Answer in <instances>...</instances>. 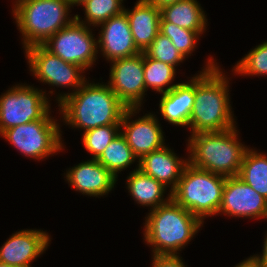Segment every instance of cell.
<instances>
[{"instance_id":"1","label":"cell","mask_w":267,"mask_h":267,"mask_svg":"<svg viewBox=\"0 0 267 267\" xmlns=\"http://www.w3.org/2000/svg\"><path fill=\"white\" fill-rule=\"evenodd\" d=\"M228 82L212 57L200 74L194 76L195 101L188 127L192 134L236 127Z\"/></svg>"},{"instance_id":"2","label":"cell","mask_w":267,"mask_h":267,"mask_svg":"<svg viewBox=\"0 0 267 267\" xmlns=\"http://www.w3.org/2000/svg\"><path fill=\"white\" fill-rule=\"evenodd\" d=\"M58 106L67 125L84 132L107 125H120L128 108L107 84L85 82L75 93L58 95Z\"/></svg>"},{"instance_id":"3","label":"cell","mask_w":267,"mask_h":267,"mask_svg":"<svg viewBox=\"0 0 267 267\" xmlns=\"http://www.w3.org/2000/svg\"><path fill=\"white\" fill-rule=\"evenodd\" d=\"M150 211L145 220L144 239L152 245L154 255H177L203 224L172 199Z\"/></svg>"},{"instance_id":"4","label":"cell","mask_w":267,"mask_h":267,"mask_svg":"<svg viewBox=\"0 0 267 267\" xmlns=\"http://www.w3.org/2000/svg\"><path fill=\"white\" fill-rule=\"evenodd\" d=\"M236 127L191 134L189 163L224 177L237 176L248 147L238 141Z\"/></svg>"},{"instance_id":"5","label":"cell","mask_w":267,"mask_h":267,"mask_svg":"<svg viewBox=\"0 0 267 267\" xmlns=\"http://www.w3.org/2000/svg\"><path fill=\"white\" fill-rule=\"evenodd\" d=\"M15 3L12 11L23 36L24 50L42 45L75 19L68 17L71 8L68 0H17Z\"/></svg>"},{"instance_id":"6","label":"cell","mask_w":267,"mask_h":267,"mask_svg":"<svg viewBox=\"0 0 267 267\" xmlns=\"http://www.w3.org/2000/svg\"><path fill=\"white\" fill-rule=\"evenodd\" d=\"M225 180L222 175L188 163L171 191V199L203 222L205 217L218 214Z\"/></svg>"},{"instance_id":"7","label":"cell","mask_w":267,"mask_h":267,"mask_svg":"<svg viewBox=\"0 0 267 267\" xmlns=\"http://www.w3.org/2000/svg\"><path fill=\"white\" fill-rule=\"evenodd\" d=\"M49 113L41 119L9 128L0 135L26 157L36 160L47 158L64 148L59 124Z\"/></svg>"},{"instance_id":"8","label":"cell","mask_w":267,"mask_h":267,"mask_svg":"<svg viewBox=\"0 0 267 267\" xmlns=\"http://www.w3.org/2000/svg\"><path fill=\"white\" fill-rule=\"evenodd\" d=\"M32 86L16 85L0 96V134L18 125L41 119L50 104L44 94Z\"/></svg>"},{"instance_id":"9","label":"cell","mask_w":267,"mask_h":267,"mask_svg":"<svg viewBox=\"0 0 267 267\" xmlns=\"http://www.w3.org/2000/svg\"><path fill=\"white\" fill-rule=\"evenodd\" d=\"M87 25L74 19L69 25L49 37L42 45L66 62L90 68L98 54L97 41Z\"/></svg>"},{"instance_id":"10","label":"cell","mask_w":267,"mask_h":267,"mask_svg":"<svg viewBox=\"0 0 267 267\" xmlns=\"http://www.w3.org/2000/svg\"><path fill=\"white\" fill-rule=\"evenodd\" d=\"M32 74L41 82L52 86L74 87L75 93L85 82L83 68L69 63L48 51L43 45H34L25 50Z\"/></svg>"},{"instance_id":"11","label":"cell","mask_w":267,"mask_h":267,"mask_svg":"<svg viewBox=\"0 0 267 267\" xmlns=\"http://www.w3.org/2000/svg\"><path fill=\"white\" fill-rule=\"evenodd\" d=\"M111 64L109 87L128 108H140L146 92L143 52Z\"/></svg>"},{"instance_id":"12","label":"cell","mask_w":267,"mask_h":267,"mask_svg":"<svg viewBox=\"0 0 267 267\" xmlns=\"http://www.w3.org/2000/svg\"><path fill=\"white\" fill-rule=\"evenodd\" d=\"M140 108H127L123 113L120 133L140 160L152 151L158 150L165 145L162 128L154 114H145L141 118L130 122L131 116L139 113Z\"/></svg>"},{"instance_id":"13","label":"cell","mask_w":267,"mask_h":267,"mask_svg":"<svg viewBox=\"0 0 267 267\" xmlns=\"http://www.w3.org/2000/svg\"><path fill=\"white\" fill-rule=\"evenodd\" d=\"M219 213L234 217L267 218V199L237 176L226 177Z\"/></svg>"},{"instance_id":"14","label":"cell","mask_w":267,"mask_h":267,"mask_svg":"<svg viewBox=\"0 0 267 267\" xmlns=\"http://www.w3.org/2000/svg\"><path fill=\"white\" fill-rule=\"evenodd\" d=\"M97 47L107 60L113 61L127 58L140 53L134 44L130 23L126 13L123 11L101 23Z\"/></svg>"},{"instance_id":"15","label":"cell","mask_w":267,"mask_h":267,"mask_svg":"<svg viewBox=\"0 0 267 267\" xmlns=\"http://www.w3.org/2000/svg\"><path fill=\"white\" fill-rule=\"evenodd\" d=\"M50 241V236L43 230L15 232L0 247V261L19 267H31V262L47 249Z\"/></svg>"},{"instance_id":"16","label":"cell","mask_w":267,"mask_h":267,"mask_svg":"<svg viewBox=\"0 0 267 267\" xmlns=\"http://www.w3.org/2000/svg\"><path fill=\"white\" fill-rule=\"evenodd\" d=\"M66 179L76 191L93 197L107 195L117 181L104 166L92 158L69 169Z\"/></svg>"},{"instance_id":"17","label":"cell","mask_w":267,"mask_h":267,"mask_svg":"<svg viewBox=\"0 0 267 267\" xmlns=\"http://www.w3.org/2000/svg\"><path fill=\"white\" fill-rule=\"evenodd\" d=\"M168 148L164 145L162 148L146 154L137 162L138 169L143 173L163 183L166 187L171 185L169 191L171 192L180 180L189 160L180 159Z\"/></svg>"},{"instance_id":"18","label":"cell","mask_w":267,"mask_h":267,"mask_svg":"<svg viewBox=\"0 0 267 267\" xmlns=\"http://www.w3.org/2000/svg\"><path fill=\"white\" fill-rule=\"evenodd\" d=\"M131 10L124 8L134 44L140 52H144L159 33L161 11L148 0H138Z\"/></svg>"},{"instance_id":"19","label":"cell","mask_w":267,"mask_h":267,"mask_svg":"<svg viewBox=\"0 0 267 267\" xmlns=\"http://www.w3.org/2000/svg\"><path fill=\"white\" fill-rule=\"evenodd\" d=\"M194 77L187 83H177L168 92L162 94L159 108L166 121L178 126H189L194 106Z\"/></svg>"},{"instance_id":"20","label":"cell","mask_w":267,"mask_h":267,"mask_svg":"<svg viewBox=\"0 0 267 267\" xmlns=\"http://www.w3.org/2000/svg\"><path fill=\"white\" fill-rule=\"evenodd\" d=\"M127 179V189L137 204L151 206L152 209H155L171 200V192L167 199L163 198L167 187L143 173L138 167L129 174Z\"/></svg>"},{"instance_id":"21","label":"cell","mask_w":267,"mask_h":267,"mask_svg":"<svg viewBox=\"0 0 267 267\" xmlns=\"http://www.w3.org/2000/svg\"><path fill=\"white\" fill-rule=\"evenodd\" d=\"M161 17L181 28L204 31L207 19L197 0H179L160 8Z\"/></svg>"},{"instance_id":"22","label":"cell","mask_w":267,"mask_h":267,"mask_svg":"<svg viewBox=\"0 0 267 267\" xmlns=\"http://www.w3.org/2000/svg\"><path fill=\"white\" fill-rule=\"evenodd\" d=\"M237 177L267 199L266 154L248 148Z\"/></svg>"},{"instance_id":"23","label":"cell","mask_w":267,"mask_h":267,"mask_svg":"<svg viewBox=\"0 0 267 267\" xmlns=\"http://www.w3.org/2000/svg\"><path fill=\"white\" fill-rule=\"evenodd\" d=\"M136 159L126 139L119 133L96 160L117 179L119 171L125 170Z\"/></svg>"},{"instance_id":"24","label":"cell","mask_w":267,"mask_h":267,"mask_svg":"<svg viewBox=\"0 0 267 267\" xmlns=\"http://www.w3.org/2000/svg\"><path fill=\"white\" fill-rule=\"evenodd\" d=\"M143 69L146 91L148 90L147 88H151L160 94H164L177 85L173 84L168 86L175 78V67L159 60L152 59L144 52ZM165 86H167V88L164 90Z\"/></svg>"},{"instance_id":"25","label":"cell","mask_w":267,"mask_h":267,"mask_svg":"<svg viewBox=\"0 0 267 267\" xmlns=\"http://www.w3.org/2000/svg\"><path fill=\"white\" fill-rule=\"evenodd\" d=\"M122 3L123 0H87L81 4L85 10L86 21H81L79 15L74 17L84 25L96 27L109 18L121 14L124 11Z\"/></svg>"},{"instance_id":"26","label":"cell","mask_w":267,"mask_h":267,"mask_svg":"<svg viewBox=\"0 0 267 267\" xmlns=\"http://www.w3.org/2000/svg\"><path fill=\"white\" fill-rule=\"evenodd\" d=\"M159 32L170 38L172 44L177 48L179 52L186 58L189 54L195 50L197 39L204 31H193L181 28L175 24L165 21L160 18Z\"/></svg>"},{"instance_id":"27","label":"cell","mask_w":267,"mask_h":267,"mask_svg":"<svg viewBox=\"0 0 267 267\" xmlns=\"http://www.w3.org/2000/svg\"><path fill=\"white\" fill-rule=\"evenodd\" d=\"M120 130V125H107L84 132L82 141L86 150L93 155L92 159H97L103 153Z\"/></svg>"},{"instance_id":"28","label":"cell","mask_w":267,"mask_h":267,"mask_svg":"<svg viewBox=\"0 0 267 267\" xmlns=\"http://www.w3.org/2000/svg\"><path fill=\"white\" fill-rule=\"evenodd\" d=\"M237 75H267V41L256 46L233 68Z\"/></svg>"},{"instance_id":"29","label":"cell","mask_w":267,"mask_h":267,"mask_svg":"<svg viewBox=\"0 0 267 267\" xmlns=\"http://www.w3.org/2000/svg\"><path fill=\"white\" fill-rule=\"evenodd\" d=\"M144 53L152 59L167 63L175 68L185 59L183 54L172 44L170 38L160 32Z\"/></svg>"},{"instance_id":"30","label":"cell","mask_w":267,"mask_h":267,"mask_svg":"<svg viewBox=\"0 0 267 267\" xmlns=\"http://www.w3.org/2000/svg\"><path fill=\"white\" fill-rule=\"evenodd\" d=\"M179 255H154L152 267H185Z\"/></svg>"},{"instance_id":"31","label":"cell","mask_w":267,"mask_h":267,"mask_svg":"<svg viewBox=\"0 0 267 267\" xmlns=\"http://www.w3.org/2000/svg\"><path fill=\"white\" fill-rule=\"evenodd\" d=\"M264 246H263V252L262 255H254L250 256L255 262H257L261 267H267V234L264 238Z\"/></svg>"},{"instance_id":"32","label":"cell","mask_w":267,"mask_h":267,"mask_svg":"<svg viewBox=\"0 0 267 267\" xmlns=\"http://www.w3.org/2000/svg\"><path fill=\"white\" fill-rule=\"evenodd\" d=\"M148 1L160 9L166 5L178 2L179 0H148Z\"/></svg>"},{"instance_id":"33","label":"cell","mask_w":267,"mask_h":267,"mask_svg":"<svg viewBox=\"0 0 267 267\" xmlns=\"http://www.w3.org/2000/svg\"><path fill=\"white\" fill-rule=\"evenodd\" d=\"M236 267H261V266L257 262H255L251 257H249L243 262L236 265Z\"/></svg>"},{"instance_id":"34","label":"cell","mask_w":267,"mask_h":267,"mask_svg":"<svg viewBox=\"0 0 267 267\" xmlns=\"http://www.w3.org/2000/svg\"><path fill=\"white\" fill-rule=\"evenodd\" d=\"M69 1V3H70V5L71 6H74V5H76L77 4V6L78 5H81V4H83L85 1H87V0H68Z\"/></svg>"},{"instance_id":"35","label":"cell","mask_w":267,"mask_h":267,"mask_svg":"<svg viewBox=\"0 0 267 267\" xmlns=\"http://www.w3.org/2000/svg\"><path fill=\"white\" fill-rule=\"evenodd\" d=\"M0 267H19V266L10 265V264H7V263L0 261Z\"/></svg>"}]
</instances>
